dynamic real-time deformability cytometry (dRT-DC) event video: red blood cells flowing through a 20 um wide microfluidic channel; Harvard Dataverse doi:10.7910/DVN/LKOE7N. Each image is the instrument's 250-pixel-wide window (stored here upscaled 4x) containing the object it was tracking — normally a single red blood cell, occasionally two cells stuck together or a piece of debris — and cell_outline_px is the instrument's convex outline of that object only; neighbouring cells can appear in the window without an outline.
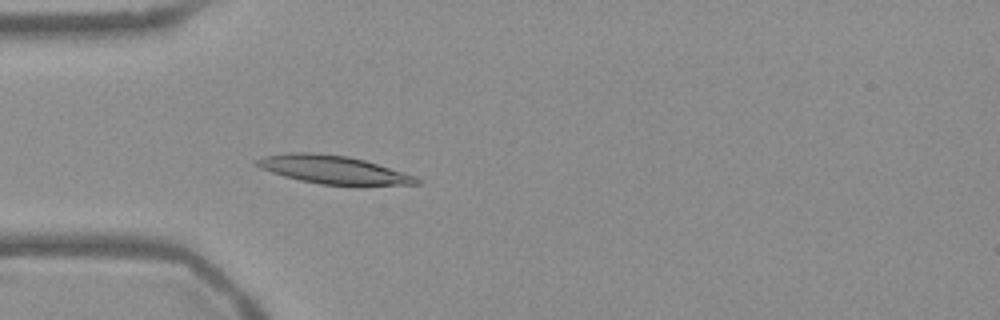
{"species": "Egyptian fruit bat (a non-hibernating species)", "species_latin": "Rousettus aegyptiacus", "temperature_condition": "warm", "stored_images_in_passage": 54, "camera_frame_rate_fps": 3000, "um_per_image_px": 0.085, "frame": {"image": 1, "passage_image": 16, "time_ms": 5.0, "image_size_px": [1000, 320], "cell_outline_px": [[420, 184], [320, 184], [300, 180], [284, 176], [260, 168], [252, 160], [264, 156], [288, 152], [312, 152], [348, 156], [364, 160], [416, 176], [420, 180]], "centroid_in_image_um": [28.25, 14.39], "position_along_channel_um": 56.8, "area_um2": 25.78}}
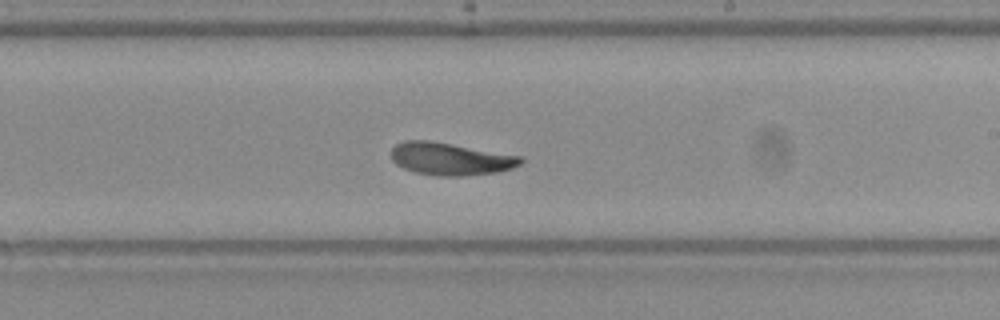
{"frame": {"image": 2, "passage_image": 32, "time_ms": 10.333, "image_size_px": [1000, 320], "cell_outline_px": [[524, 160], [520, 164], [512, 168], [496, 172], [464, 176], [440, 176], [416, 172], [404, 168], [396, 164], [392, 160], [392, 148], [396, 144], [404, 140], [428, 140], [452, 144], [520, 156]], "centroid_in_image_um": [38.27, 13.5], "position_along_channel_um": 250.7, "area_um2": 24.28}}
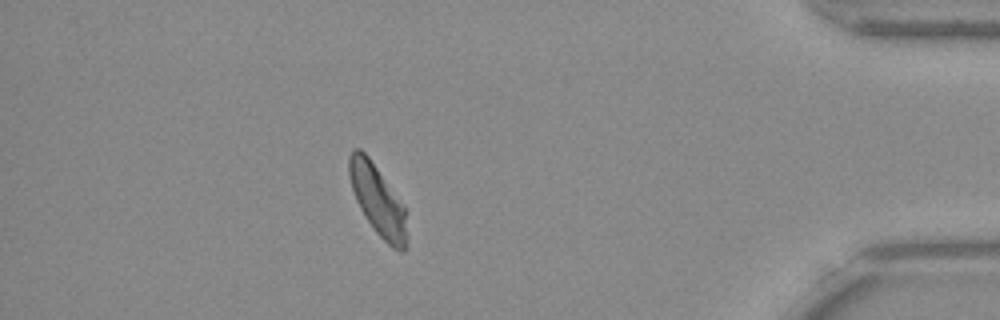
{"frame": {"image": 3, "passage_image": 48, "time_ms": 15.667, "image_size_px": [1000, 320], "cell_outline_px": [[404, 252], [400, 252], [392, 248], [376, 232], [364, 216], [356, 200], [348, 176], [348, 156], [352, 148], [360, 148], [368, 156], [404, 204]], "centroid_in_image_um": [32.04, 16.94], "position_along_channel_um": 403.2, "area_um2": 23.24}, "authors_computed_cell_mechanics": {"area_um2": 24.5939, "velocity_mm_per_s": 3.7174, "shape_relaxation_time_tau1_ms": 4.3207, "shape_relaxation_time_tau2_ms": 1.9361, "deformation_change_tau1": 0.1363, "deformation_change_tau2": 0.079}}